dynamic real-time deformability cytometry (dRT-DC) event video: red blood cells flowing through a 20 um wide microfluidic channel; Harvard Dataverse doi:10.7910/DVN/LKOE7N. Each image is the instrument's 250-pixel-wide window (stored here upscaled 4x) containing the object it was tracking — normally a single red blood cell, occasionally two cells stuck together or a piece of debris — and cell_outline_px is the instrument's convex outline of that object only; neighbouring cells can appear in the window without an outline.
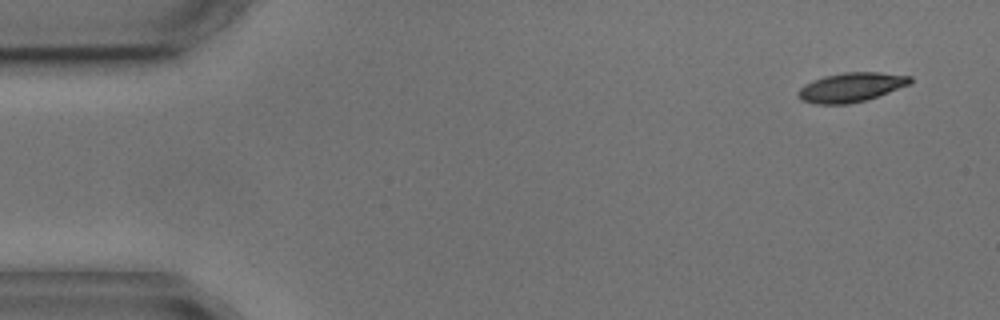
{"species": "common noctule bat (a hibernating species)", "species_latin": "Nyctalus noctula", "temperature_condition": "cold", "stored_images_in_passage": 4, "camera_frame_rate_fps": 3000, "um_per_image_px": 0.085, "animal": {"sex": "male", "body_mass_g": 17.9, "forearm_length_mm": 54.2}, "frame": {"image": 1, "passage_image": 1, "time_ms": 0.0, "image_size_px": [1000, 320], "cell_outline_px": [[912, 80], [908, 84], [888, 92], [864, 100], [848, 104], [816, 104], [800, 100], [796, 92], [804, 84], [812, 80], [824, 76], [844, 72], [880, 72], [912, 76]], "centroid_in_image_um": [72.28, 7.41], "position_along_channel_um": 12.7, "area_um2": 19.02}}
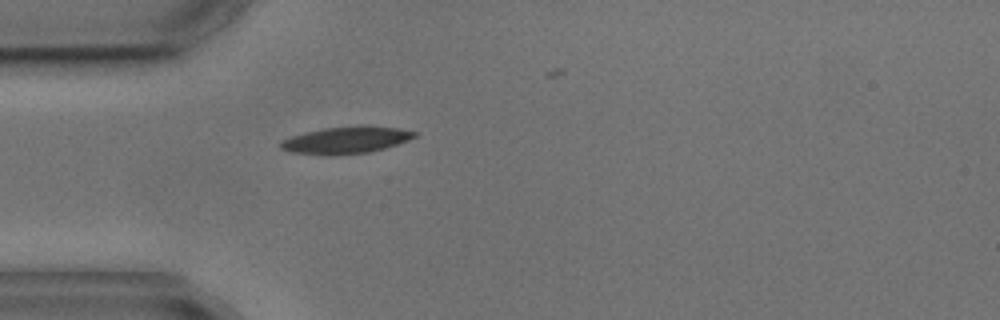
{"frame": {"image": 2, "passage_image": 4, "time_ms": 4.0, "image_size_px": [1000, 320], "cell_outline_px": [[416, 136], [408, 140], [384, 148], [368, 152], [332, 156], [292, 152], [280, 148], [280, 144], [284, 140], [292, 136], [304, 132], [324, 128], [360, 124], [368, 124], [400, 128], [416, 132]], "centroid_in_image_um": [29.44, 11.88], "position_along_channel_um": 55.6, "area_um2": 21.27}}